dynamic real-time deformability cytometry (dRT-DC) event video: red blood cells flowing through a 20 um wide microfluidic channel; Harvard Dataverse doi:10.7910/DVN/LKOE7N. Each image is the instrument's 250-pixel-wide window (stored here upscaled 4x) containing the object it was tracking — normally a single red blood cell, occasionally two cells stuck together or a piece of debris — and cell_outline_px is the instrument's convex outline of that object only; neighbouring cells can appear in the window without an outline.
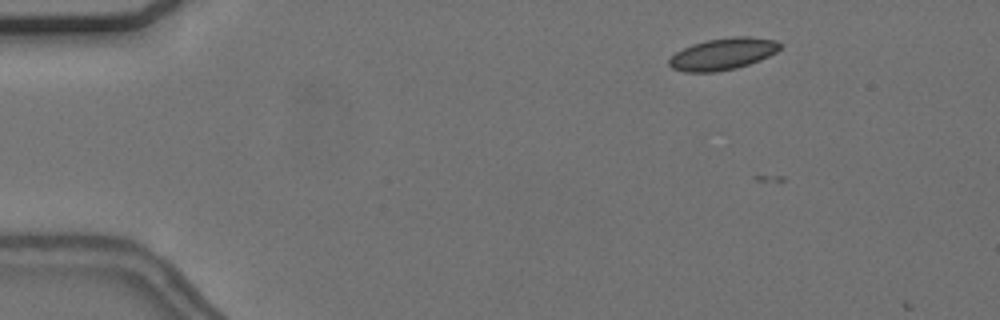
{"species": "common noctule bat (a hibernating species)", "species_latin": "Nyctalus noctula", "temperature_condition": "cold", "stored_images_in_passage": 2, "camera_frame_rate_fps": 3000, "um_per_image_px": 0.085, "animal": {"sex": "female", "body_mass_g": 24.6, "forearm_length_mm": 56.2}, "frame": {"image": 1, "passage_image": 1, "time_ms": 0.0, "image_size_px": [1000, 320], "cell_outline_px": [[784, 44], [776, 52], [760, 60], [736, 68], [716, 72], [684, 72], [672, 68], [668, 64], [668, 60], [676, 52], [692, 44], [708, 40], [732, 36], [748, 36], [776, 40]], "centroid_in_image_um": [61.46, 4.58], "position_along_channel_um": 23.5, "area_um2": 20.58}}